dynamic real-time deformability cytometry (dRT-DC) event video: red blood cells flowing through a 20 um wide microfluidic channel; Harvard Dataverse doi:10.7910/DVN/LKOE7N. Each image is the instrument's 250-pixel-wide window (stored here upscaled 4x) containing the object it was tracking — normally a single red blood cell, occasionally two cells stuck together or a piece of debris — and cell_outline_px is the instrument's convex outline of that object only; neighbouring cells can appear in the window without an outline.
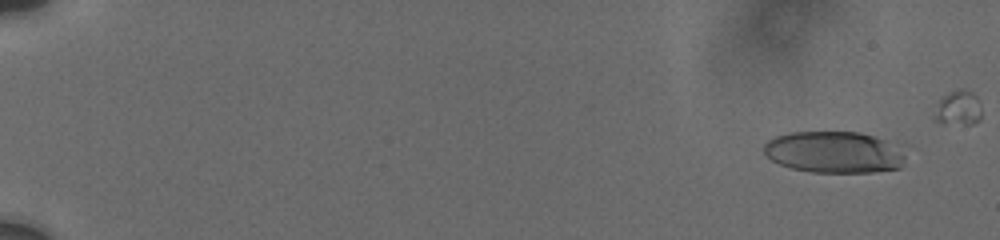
{"species": "human", "species_latin": "Homo sapiens", "temperature_condition": "cold", "stored_images_in_passage": 50, "camera_frame_rate_fps": 3000, "um_per_image_px": 0.085, "donor": {"sex": "male"}, "frame": {"image": 1, "passage_image": 3, "time_ms": 1.333, "image_size_px": [1000, 240], "cell_outline_px": [[904, 160], [900, 168], [872, 172], [808, 172], [792, 168], [780, 164], [772, 160], [764, 152], [764, 144], [768, 140], [776, 136], [788, 132], [860, 132], [904, 144]], "centroid_in_image_um": [70.98, 12.92], "position_along_channel_um": 14.0, "area_um2": 34.85}}
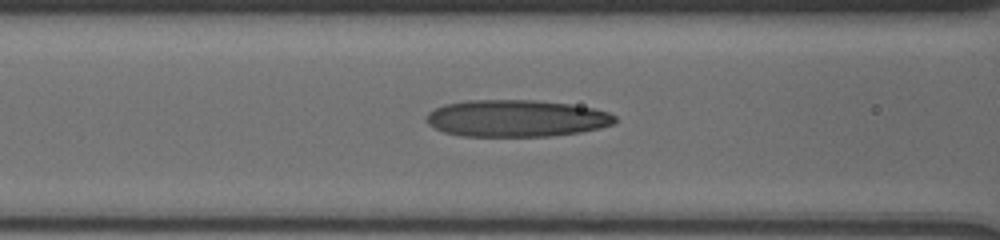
{"frame": {"image": 2, "passage_image": 21, "time_ms": 9.0, "image_size_px": [1000, 240], "cell_outline_px": [[616, 124], [600, 128], [580, 132], [552, 136], [460, 136], [444, 132], [428, 124], [428, 112], [444, 104], [468, 100], [536, 100], [568, 104], [592, 108], [608, 112], [616, 116]], "centroid_in_image_um": [43.91, 10.06], "position_along_channel_um": 122.7, "area_um2": 40.58}}
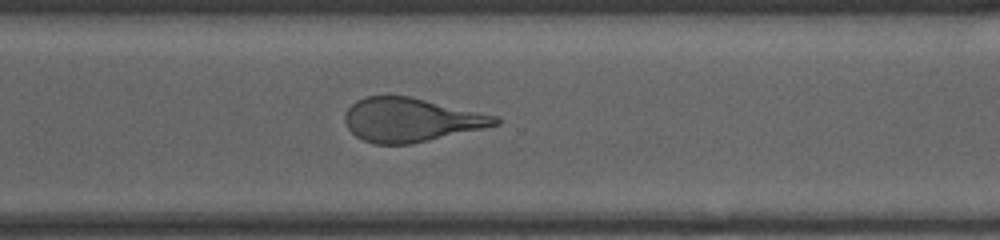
{"frame": {"image": 3, "passage_image": 40, "time_ms": 14.667, "image_size_px": [1000, 240], "cell_outline_px": [[500, 124], [484, 128], [412, 144], [372, 144], [356, 136], [348, 128], [344, 120], [344, 116], [348, 108], [356, 100], [368, 96], [408, 96], [496, 116], [500, 120]], "centroid_in_image_um": [34.89, 10.2], "position_along_channel_um": 335.7, "area_um2": 38.03}}